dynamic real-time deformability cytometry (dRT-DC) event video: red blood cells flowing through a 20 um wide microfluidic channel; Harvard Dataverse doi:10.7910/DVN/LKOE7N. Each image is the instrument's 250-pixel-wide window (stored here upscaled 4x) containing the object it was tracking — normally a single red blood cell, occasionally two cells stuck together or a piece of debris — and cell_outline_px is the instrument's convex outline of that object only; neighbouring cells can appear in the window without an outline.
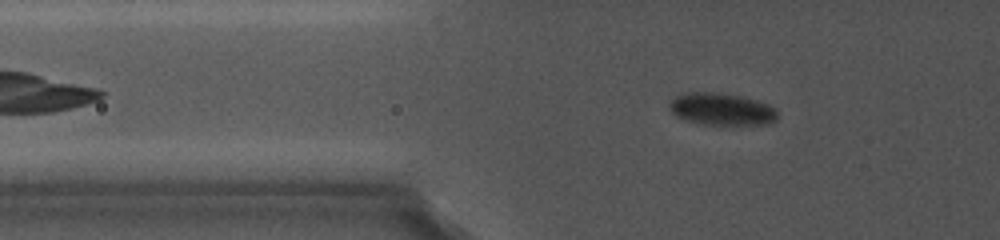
{"species": "common noctule bat (a hibernating species)", "species_latin": "Nyctalus noctula", "temperature_condition": "cold", "stored_images_in_passage": 7, "camera_frame_rate_fps": 5000, "um_per_image_px": 0.085, "animal": {"sex": "female", "body_mass_g": 19.0, "forearm_length_mm": 56.7}, "frame": {"image": 1, "passage_image": 3, "time_ms": 1.6, "image_size_px": [1000, 240], "cell_outline_px": [[776, 116], [772, 120], [752, 124], [716, 124], [692, 120], [680, 116], [672, 108], [672, 100], [680, 96], [692, 92], [708, 92], [740, 96], [764, 104], [772, 108], [776, 112]], "centroid_in_image_um": [61.35, 9.25], "position_along_channel_um": 64.4, "area_um2": 18.32}}
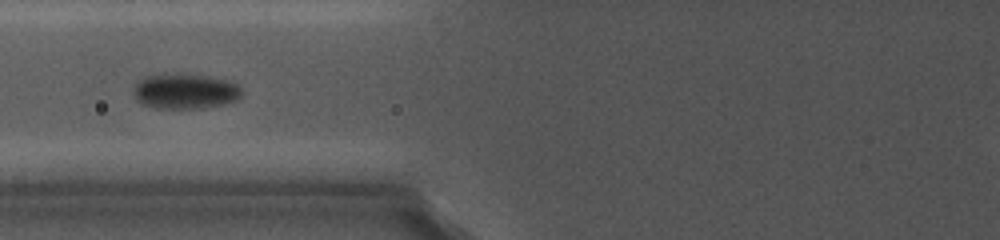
{"frame": {"image": 2, "passage_image": 5, "time_ms": 3.4, "image_size_px": [1000, 240], "cell_outline_px": [[240, 92], [232, 100], [220, 104], [192, 108], [156, 108], [144, 104], [136, 96], [136, 84], [144, 76], [192, 76], [224, 80], [236, 84]], "centroid_in_image_um": [15.67, 7.79], "position_along_channel_um": 110.1, "area_um2": 20.23}}